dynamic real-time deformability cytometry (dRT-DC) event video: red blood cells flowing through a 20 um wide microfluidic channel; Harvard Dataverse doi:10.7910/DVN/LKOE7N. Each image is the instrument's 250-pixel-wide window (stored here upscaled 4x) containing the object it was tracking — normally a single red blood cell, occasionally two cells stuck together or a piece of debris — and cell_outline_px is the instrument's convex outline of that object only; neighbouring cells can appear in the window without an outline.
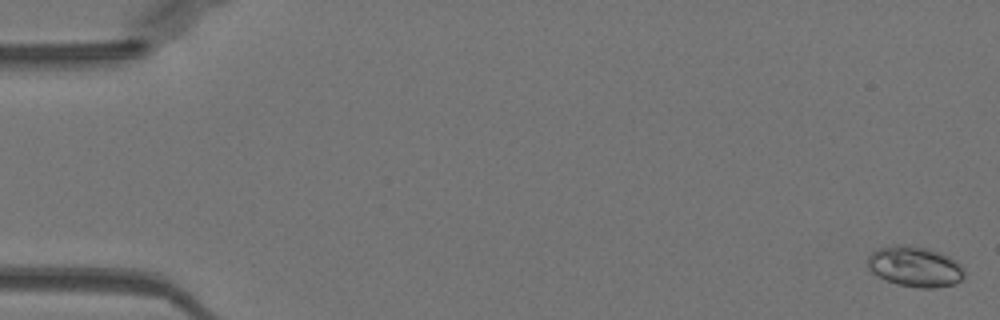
{"species": "Egyptian fruit bat (a non-hibernating species)", "species_latin": "Rousettus aegyptiacus", "temperature_condition": "warm", "stored_images_in_passage": 51, "camera_frame_rate_fps": 3000, "um_per_image_px": 0.085, "animal": {"sex": "female"}, "frame": {"image": 1, "passage_image": 1, "time_ms": 0.0, "image_size_px": [1000, 320], "cell_outline_px": [[964, 276], [956, 284], [932, 288], [920, 288], [896, 284], [872, 272], [868, 268], [868, 256], [872, 252], [880, 248], [896, 244], [912, 244], [928, 248], [940, 252], [956, 260], [964, 268]], "centroid_in_image_um": [77.79, 22.64], "position_along_channel_um": 7.2, "area_um2": 22.95}}
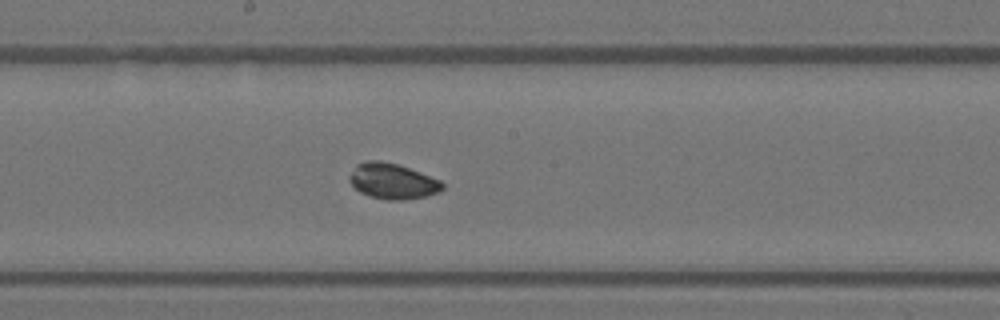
{"frame": {"image": 2, "passage_image": 28, "time_ms": 9.0, "image_size_px": [1000, 320], "cell_outline_px": [[444, 188], [440, 192], [424, 196], [404, 200], [388, 200], [368, 196], [360, 192], [348, 180], [348, 176], [356, 164], [364, 160], [380, 160], [396, 164], [420, 172], [440, 180], [444, 184]], "centroid_in_image_um": [33.34, 15.4], "position_along_channel_um": 214.9, "area_um2": 19.36}}
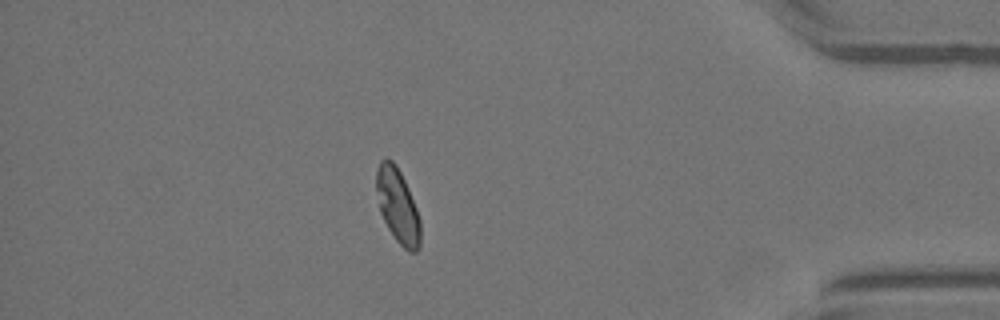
{"frame": {"image": 3, "passage_image": 45, "time_ms": 14.667, "image_size_px": [1000, 320], "cell_outline_px": [[420, 248], [416, 252], [408, 252], [396, 240], [388, 228], [380, 212], [376, 188], [376, 172], [380, 160], [388, 156], [396, 164], [408, 188], [416, 208], [420, 220]], "centroid_in_image_um": [33.8, 17.48], "position_along_channel_um": 401.4, "area_um2": 19.07}, "authors_computed_cell_mechanics": {"area_um2": 19.1896, "velocity_mm_per_s": 4.0005, "shape_relaxation_time_tau1_ms": null, "shape_relaxation_time_tau2_ms": 4.7054, "deformation_change_tau1": null, "deformation_change_tau2": 0.0812}}